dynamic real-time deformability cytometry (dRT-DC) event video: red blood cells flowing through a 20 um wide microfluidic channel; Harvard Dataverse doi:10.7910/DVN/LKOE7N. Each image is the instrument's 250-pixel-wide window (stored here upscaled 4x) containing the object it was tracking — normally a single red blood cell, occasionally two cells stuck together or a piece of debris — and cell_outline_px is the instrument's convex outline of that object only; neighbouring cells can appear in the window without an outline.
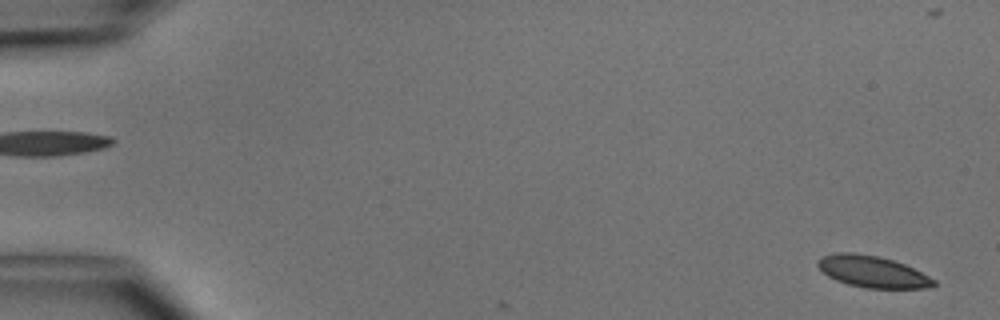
{"species": "common noctule bat (a hibernating species)", "species_latin": "Nyctalus noctula", "temperature_condition": "cold", "stored_images_in_passage": 5, "camera_frame_rate_fps": 3000, "um_per_image_px": 0.085, "animal": {"sex": "male", "body_mass_g": 15.6}, "frame": {"image": 1, "passage_image": 1, "time_ms": 0.0, "image_size_px": [1000, 320], "cell_outline_px": [[936, 284], [924, 288], [864, 288], [848, 284], [836, 280], [828, 276], [816, 264], [816, 260], [820, 256], [836, 252], [852, 252], [876, 256], [892, 260], [904, 264], [936, 280]], "centroid_in_image_um": [74.1, 23.08], "position_along_channel_um": 10.9, "area_um2": 21.21}}